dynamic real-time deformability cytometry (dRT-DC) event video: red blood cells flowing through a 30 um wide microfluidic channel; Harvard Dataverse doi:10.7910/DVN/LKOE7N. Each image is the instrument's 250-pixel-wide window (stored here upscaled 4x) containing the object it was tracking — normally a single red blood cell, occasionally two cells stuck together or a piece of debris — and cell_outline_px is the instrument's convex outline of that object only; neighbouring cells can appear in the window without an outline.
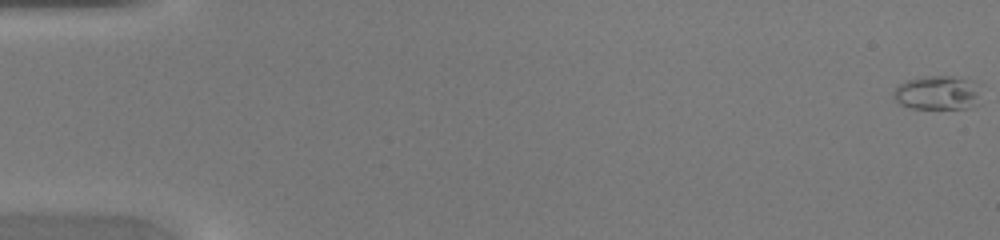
{"species": "common noctule bat (a hibernating species)", "species_latin": "Nyctalus noctula", "temperature_condition": "warm", "stored_images_in_passage": 14, "camera_frame_rate_fps": 3000, "um_per_image_px": 0.085, "animal": {"sex": "female", "body_mass_g": 20.0, "forearm_length_mm": 54.0}, "frame": {"image": 1, "passage_image": 1, "time_ms": 0.0, "image_size_px": [1000, 240], "cell_outline_px": [[980, 104], [972, 108], [908, 108], [900, 104], [892, 96], [892, 92], [904, 80], [924, 76], [952, 76], [976, 84]], "centroid_in_image_um": [79.63, 7.9], "position_along_channel_um": 5.4, "area_um2": 17.28}}